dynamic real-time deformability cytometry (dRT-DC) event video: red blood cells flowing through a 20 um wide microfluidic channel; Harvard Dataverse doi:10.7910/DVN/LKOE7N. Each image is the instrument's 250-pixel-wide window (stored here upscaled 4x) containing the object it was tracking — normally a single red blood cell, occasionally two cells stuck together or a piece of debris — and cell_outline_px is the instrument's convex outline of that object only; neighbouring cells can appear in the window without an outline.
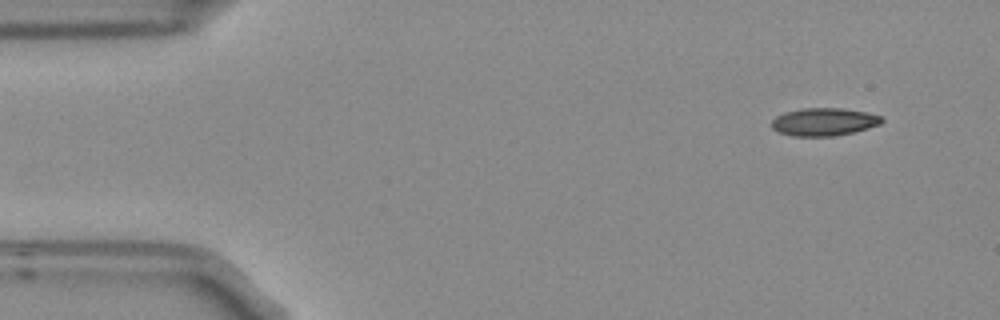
{"species": "Egyptian fruit bat (a non-hibernating species)", "species_latin": "Rousettus aegyptiacus", "temperature_condition": "room temperature", "stored_images_in_passage": 2, "camera_frame_rate_fps": 3000, "um_per_image_px": 0.085, "frame": {"image": 1, "passage_image": 2, "time_ms": 0.333, "image_size_px": [1000, 320], "cell_outline_px": [[884, 120], [880, 124], [868, 128], [852, 132], [832, 136], [792, 136], [780, 132], [772, 128], [772, 120], [776, 116], [784, 112], [800, 108], [844, 108], [864, 112], [880, 116]], "centroid_in_image_um": [70.01, 10.35], "position_along_channel_um": 15.0, "area_um2": 17.74}}